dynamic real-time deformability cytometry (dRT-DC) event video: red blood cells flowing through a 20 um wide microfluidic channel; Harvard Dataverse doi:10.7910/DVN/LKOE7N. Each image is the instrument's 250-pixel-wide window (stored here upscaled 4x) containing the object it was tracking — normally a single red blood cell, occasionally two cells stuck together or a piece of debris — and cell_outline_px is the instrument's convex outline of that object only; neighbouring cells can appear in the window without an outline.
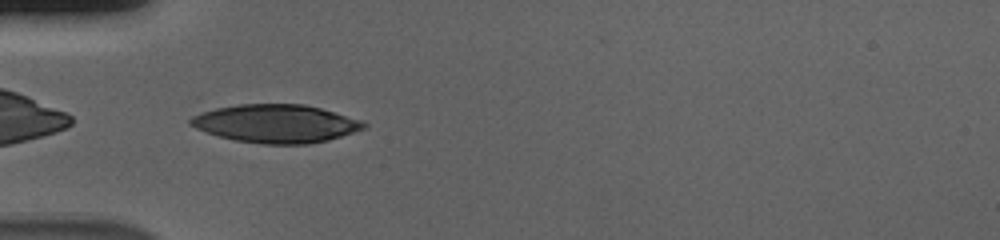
{"species": "human", "species_latin": "Homo sapiens", "temperature_condition": "cold", "stored_images_in_passage": 39, "camera_frame_rate_fps": 3000, "um_per_image_px": 0.085, "donor": {"sex": "male"}, "frame": {"image": 1, "passage_image": 1, "time_ms": 0.0, "image_size_px": [1000, 240], "cell_outline_px": [[368, 124], [364, 128], [328, 140], [308, 144], [264, 144], [236, 140], [220, 136], [196, 128], [188, 124], [188, 120], [192, 116], [204, 108], [240, 104], [304, 104], [320, 108], [364, 120]], "centroid_in_image_um": [23.4, 10.48], "position_along_channel_um": 61.6, "area_um2": 38.84}}
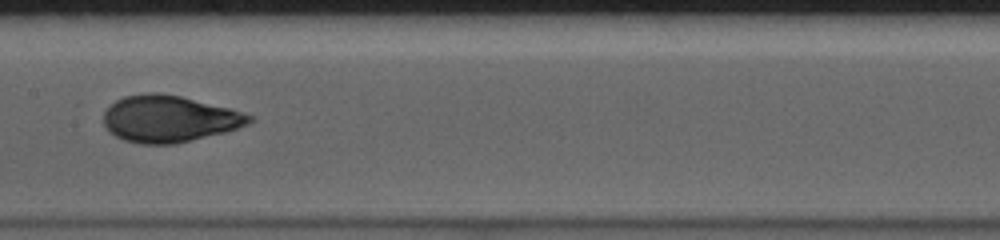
{"frame": {"image": 2, "passage_image": 12, "time_ms": 3.667, "image_size_px": [1000, 240], "cell_outline_px": [[256, 120], [248, 124], [224, 132], [176, 144], [140, 144], [124, 140], [108, 132], [104, 124], [104, 112], [116, 100], [124, 96], [148, 92], [156, 92], [180, 96], [228, 108], [256, 116]], "centroid_in_image_um": [14.38, 10.1], "position_along_channel_um": 193.0, "area_um2": 39.59}}
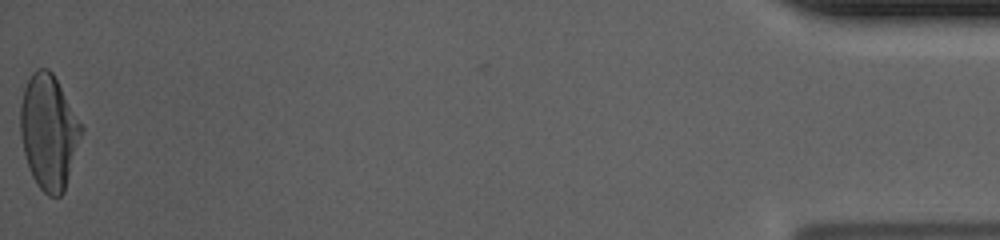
{"frame": {"image": 3, "passage_image": 39, "time_ms": 12.667, "image_size_px": [1000, 240], "cell_outline_px": [[84, 128], [64, 192], [60, 196], [48, 196], [36, 184], [28, 168], [20, 136], [20, 88], [32, 72], [36, 68], [48, 68], [52, 72]], "centroid_in_image_um": [4.11, 11.17], "position_along_channel_um": 431.1, "area_um2": 41.15}, "authors_computed_cell_mechanics": {"area_um2": 39.4196, "velocity_mm_per_s": 3.6883, "shape_relaxation_time_tau1_ms": 5.9029, "shape_relaxation_time_tau2_ms": 0.7959, "deformation_change_tau1": 0.232, "deformation_change_tau2": 0.0551}}